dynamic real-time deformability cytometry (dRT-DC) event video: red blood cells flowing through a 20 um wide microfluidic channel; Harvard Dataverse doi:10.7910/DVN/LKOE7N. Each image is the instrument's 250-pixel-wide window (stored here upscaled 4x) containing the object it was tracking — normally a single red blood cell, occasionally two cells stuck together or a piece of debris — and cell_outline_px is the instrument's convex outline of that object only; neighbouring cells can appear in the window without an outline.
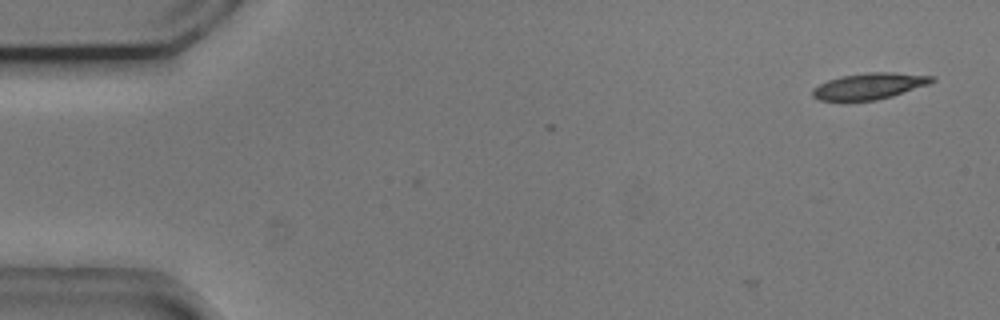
{"species": "common noctule bat (a hibernating species)", "species_latin": "Nyctalus noctula", "temperature_condition": "cold", "stored_images_in_passage": 4, "camera_frame_rate_fps": 3000, "um_per_image_px": 0.085, "animal": {"sex": "male", "body_mass_g": 20.5, "forearm_length_mm": 52.5}, "frame": {"image": 1, "passage_image": 4, "time_ms": 1.0, "image_size_px": [1000, 320], "cell_outline_px": [[936, 80], [928, 84], [892, 96], [876, 100], [820, 100], [812, 96], [812, 88], [828, 80], [840, 76], [868, 72], [892, 72], [936, 76]], "centroid_in_image_um": [73.9, 7.3], "position_along_channel_um": 11.1, "area_um2": 18.15}}